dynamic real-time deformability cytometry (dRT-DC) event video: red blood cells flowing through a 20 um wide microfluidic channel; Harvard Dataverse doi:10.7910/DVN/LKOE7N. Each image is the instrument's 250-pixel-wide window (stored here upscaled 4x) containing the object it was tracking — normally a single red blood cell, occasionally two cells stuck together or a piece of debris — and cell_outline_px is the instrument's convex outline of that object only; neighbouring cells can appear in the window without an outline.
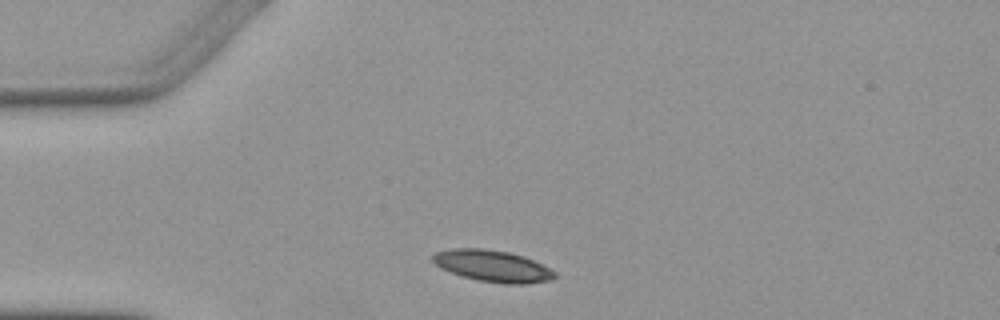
{"species": "Egyptian fruit bat (a non-hibernating species)", "species_latin": "Rousettus aegyptiacus", "temperature_condition": "warm", "stored_images_in_passage": 1, "camera_frame_rate_fps": 3000, "um_per_image_px": 0.085, "animal": {"sex": "female"}, "frame": {"image": 1, "passage_image": 1, "time_ms": 0.0, "image_size_px": [1000, 320], "cell_outline_px": [[556, 276], [552, 280], [528, 284], [504, 284], [476, 280], [460, 276], [440, 268], [432, 260], [432, 256], [436, 252], [452, 248], [480, 248], [508, 252], [524, 256], [556, 272]], "centroid_in_image_um": [41.86, 22.62], "position_along_channel_um": 43.1, "area_um2": 22.54}}